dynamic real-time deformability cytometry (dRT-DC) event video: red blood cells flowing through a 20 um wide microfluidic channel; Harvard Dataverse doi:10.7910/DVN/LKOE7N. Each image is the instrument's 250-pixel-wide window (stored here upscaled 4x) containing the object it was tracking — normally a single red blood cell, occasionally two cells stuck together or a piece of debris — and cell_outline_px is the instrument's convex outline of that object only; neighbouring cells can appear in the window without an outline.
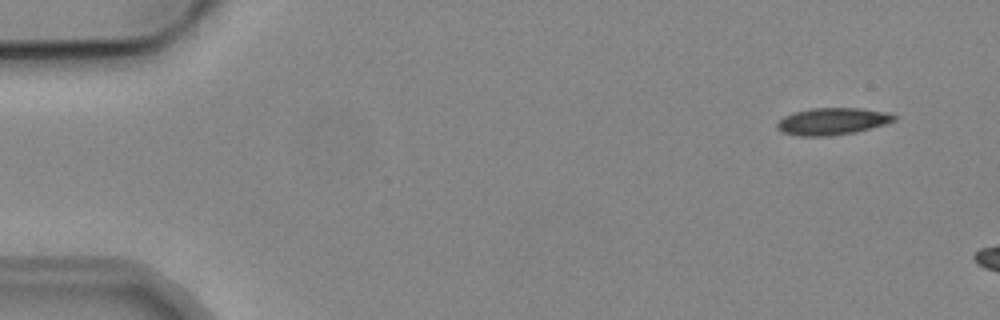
{"species": "common noctule bat (a hibernating species)", "species_latin": "Nyctalus noctula", "temperature_condition": "cold", "stored_images_in_passage": 3, "camera_frame_rate_fps": 3000, "um_per_image_px": 0.085, "animal": {"sex": "male", "body_mass_g": 19.2, "forearm_length_mm": 51.8}, "frame": {"image": 1, "passage_image": 1, "time_ms": 0.0, "image_size_px": [1000, 320], "cell_outline_px": [[896, 120], [884, 124], [856, 132], [828, 136], [800, 136], [784, 132], [776, 128], [776, 124], [784, 116], [792, 112], [812, 108], [860, 108], [888, 112], [896, 116]], "centroid_in_image_um": [70.74, 10.3], "position_along_channel_um": 14.3, "area_um2": 18.38}}